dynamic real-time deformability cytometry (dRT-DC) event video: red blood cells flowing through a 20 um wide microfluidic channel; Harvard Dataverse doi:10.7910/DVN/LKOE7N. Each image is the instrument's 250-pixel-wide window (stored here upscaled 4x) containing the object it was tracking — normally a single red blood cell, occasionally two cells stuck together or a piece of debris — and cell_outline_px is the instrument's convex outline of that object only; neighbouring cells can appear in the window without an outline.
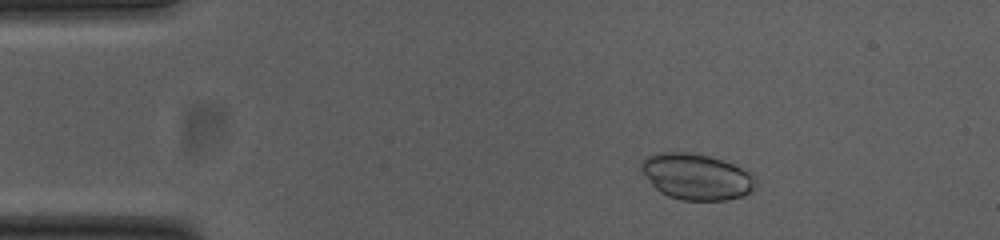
{"species": "common noctule bat (a hibernating species)", "species_latin": "Nyctalus noctula", "temperature_condition": "cold", "stored_images_in_passage": 47, "camera_frame_rate_fps": 3000, "um_per_image_px": 0.085, "animal": {"sex": "female", "body_mass_g": 23.0, "forearm_length_mm": 53.4}, "frame": {"image": 1, "passage_image": 2, "time_ms": 0.333, "image_size_px": [1000, 240], "cell_outline_px": [[756, 188], [740, 196], [724, 200], [680, 200], [668, 196], [660, 192], [652, 184], [640, 168], [640, 164], [648, 156], [660, 152], [684, 152], [708, 156], [724, 160], [748, 172], [756, 180]], "centroid_in_image_um": [59.18, 15.02], "position_along_channel_um": 25.8, "area_um2": 30.29}}
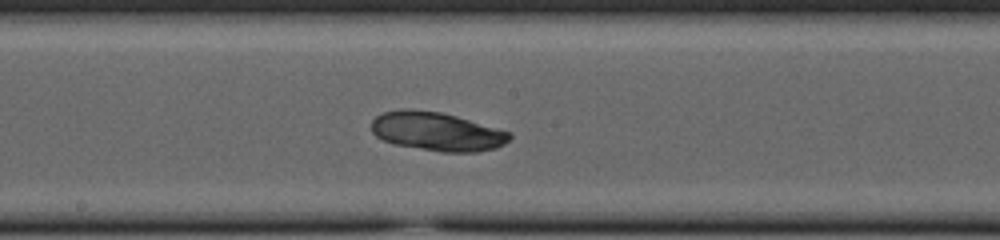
{"frame": {"image": 2, "passage_image": 22, "time_ms": 7.0, "image_size_px": [1000, 240], "cell_outline_px": [[512, 136], [504, 144], [496, 148], [476, 152], [440, 152], [396, 144], [384, 140], [376, 136], [372, 132], [372, 120], [376, 116], [384, 112], [400, 108], [408, 108], [440, 112], [456, 116], [508, 132]], "centroid_in_image_um": [37.1, 11.17], "position_along_channel_um": 211.1, "area_um2": 30.92}}
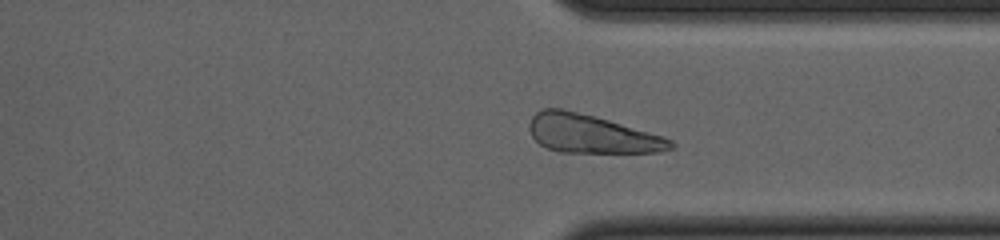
{"frame": {"image": 3, "passage_image": 34, "time_ms": 11.0, "image_size_px": [1000, 240], "cell_outline_px": [[676, 144], [672, 148], [660, 152], [560, 152], [548, 148], [540, 144], [532, 136], [528, 128], [528, 124], [532, 116], [540, 108], [564, 108], [608, 120], [664, 136], [672, 140]], "centroid_in_image_um": [50.25, 11.37], "position_along_channel_um": 361.1, "area_um2": 31.62}}